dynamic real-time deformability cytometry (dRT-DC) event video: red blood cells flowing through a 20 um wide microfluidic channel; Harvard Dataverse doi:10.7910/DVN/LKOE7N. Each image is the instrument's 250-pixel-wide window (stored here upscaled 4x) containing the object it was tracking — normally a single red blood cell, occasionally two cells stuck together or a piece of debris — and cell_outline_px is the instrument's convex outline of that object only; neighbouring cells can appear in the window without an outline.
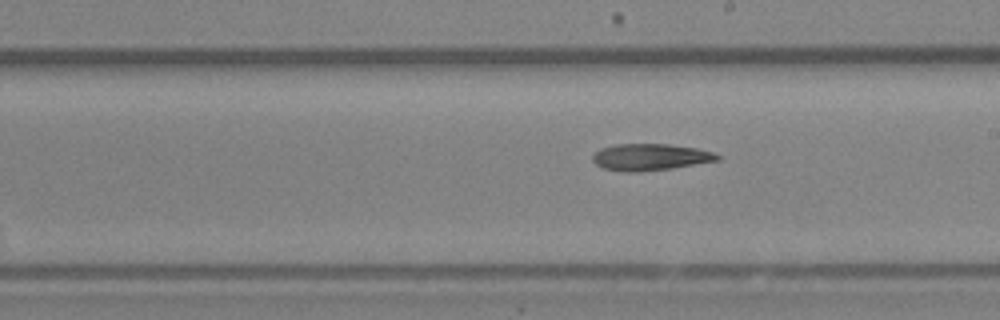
{"species": "Egyptian fruit bat (a non-hibernating species)", "species_latin": "Rousettus aegyptiacus", "temperature_condition": "room temperature", "stored_images_in_passage": 9, "camera_frame_rate_fps": 3000, "um_per_image_px": 0.085, "animal": {"sex": "female"}, "frame": {"image": 1, "passage_image": 9, "time_ms": 2.667, "image_size_px": [1000, 320], "cell_outline_px": [[720, 160], [672, 168], [636, 172], [620, 172], [600, 168], [592, 160], [592, 156], [600, 148], [616, 144], [668, 144], [696, 148], [712, 152], [720, 156]], "centroid_in_image_um": [55.22, 13.36], "position_along_channel_um": 233.8, "area_um2": 19.48}}